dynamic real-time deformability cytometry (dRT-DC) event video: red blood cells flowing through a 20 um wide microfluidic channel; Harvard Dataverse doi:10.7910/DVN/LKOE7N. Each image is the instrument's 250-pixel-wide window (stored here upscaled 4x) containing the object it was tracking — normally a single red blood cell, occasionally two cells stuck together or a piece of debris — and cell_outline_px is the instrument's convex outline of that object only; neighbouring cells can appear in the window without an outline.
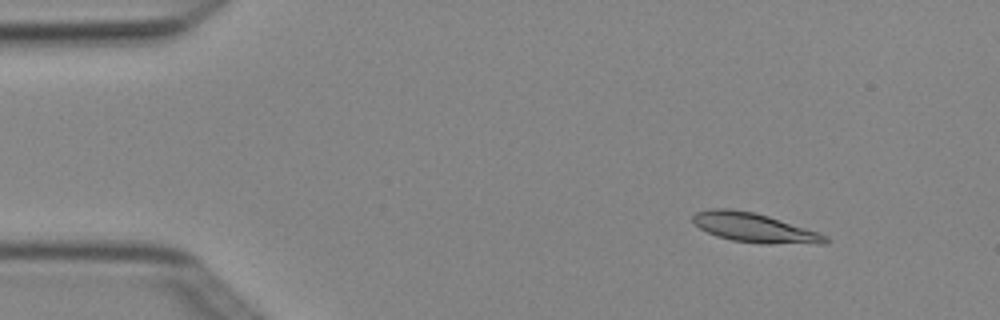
{"species": "Egyptian fruit bat (a non-hibernating species)", "species_latin": "Rousettus aegyptiacus", "temperature_condition": "cold", "stored_images_in_passage": 3, "camera_frame_rate_fps": 3000, "um_per_image_px": 0.085, "animal": {"sex": "female"}, "frame": {"image": 1, "passage_image": 1, "time_ms": 0.0, "image_size_px": [1000, 320], "cell_outline_px": [[832, 240], [824, 244], [760, 244], [732, 240], [716, 236], [700, 228], [692, 220], [692, 216], [696, 212], [712, 208], [728, 208], [752, 212], [768, 216], [828, 236]], "centroid_in_image_um": [64.13, 19.37], "position_along_channel_um": 20.9, "area_um2": 22.54}}